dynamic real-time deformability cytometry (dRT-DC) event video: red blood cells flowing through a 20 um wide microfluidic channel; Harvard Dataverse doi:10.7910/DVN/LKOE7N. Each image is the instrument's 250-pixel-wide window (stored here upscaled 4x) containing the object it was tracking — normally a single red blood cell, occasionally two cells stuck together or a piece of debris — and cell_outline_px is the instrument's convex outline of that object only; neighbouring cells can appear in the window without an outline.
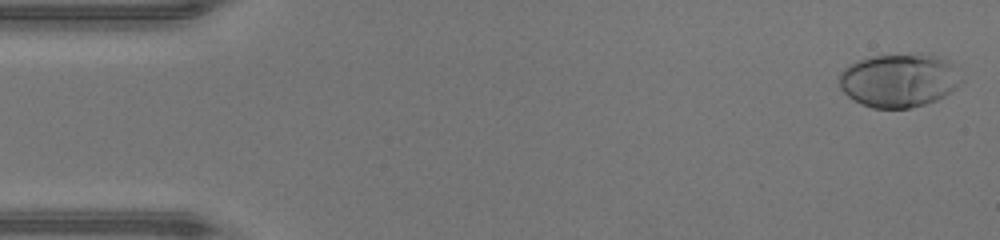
{"species": "human", "species_latin": "Homo sapiens", "temperature_condition": "warm", "stored_images_in_passage": 47, "camera_frame_rate_fps": 3000, "um_per_image_px": 0.085, "donor": {"sex": "male"}, "frame": {"image": 1, "passage_image": 1, "time_ms": 0.0, "image_size_px": [1000, 240], "cell_outline_px": [[964, 80], [956, 88], [944, 96], [936, 100], [912, 108], [872, 108], [852, 100], [840, 88], [840, 72], [848, 64], [856, 60], [872, 56], [920, 52], [936, 56], [948, 60], [956, 64]], "centroid_in_image_um": [76.45, 6.8], "position_along_channel_um": 8.5, "area_um2": 38.96}}
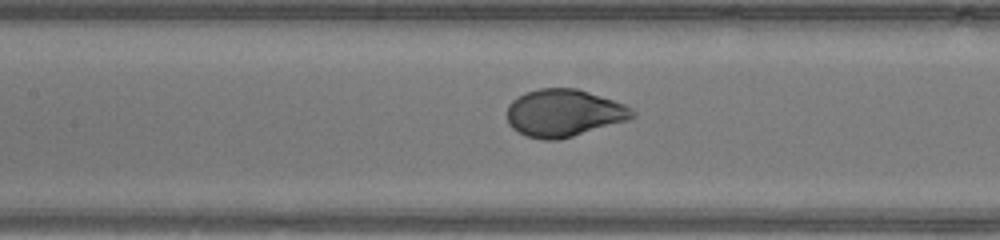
{"frame": {"image": 2, "passage_image": 21, "time_ms": 6.667, "image_size_px": [1000, 240], "cell_outline_px": [[636, 116], [628, 120], [572, 136], [556, 140], [544, 140], [528, 136], [512, 128], [508, 124], [508, 104], [512, 100], [524, 92], [540, 88], [576, 88], [624, 104], [632, 108], [636, 112]], "centroid_in_image_um": [47.92, 9.6], "position_along_channel_um": 159.5, "area_um2": 34.39}}
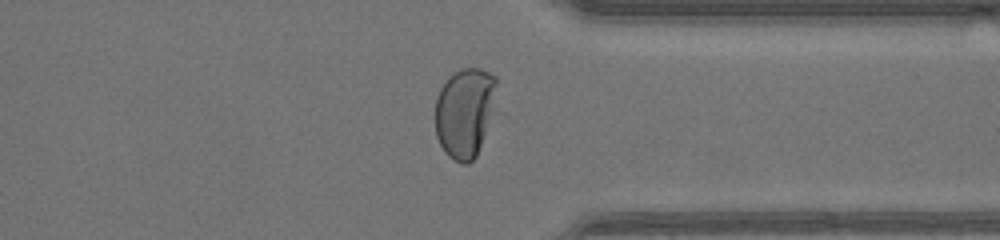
{"frame": {"image": 3, "passage_image": 36, "time_ms": 11.667, "image_size_px": [1000, 240], "cell_outline_px": [[496, 84], [484, 132], [476, 156], [468, 164], [460, 164], [448, 156], [444, 152], [436, 136], [436, 96], [440, 88], [448, 76], [460, 68], [480, 68], [496, 76]], "centroid_in_image_um": [39.43, 9.54], "position_along_channel_um": 372.0, "area_um2": 31.27}, "authors_computed_cell_mechanics": {"area_um2": 35.1424, "velocity_mm_per_s": 4.3113, "shape_relaxation_time_tau1_ms": 3.1028, "shape_relaxation_time_tau2_ms": null, "deformation_change_tau1": 0.2392, "deformation_change_tau2": null}}